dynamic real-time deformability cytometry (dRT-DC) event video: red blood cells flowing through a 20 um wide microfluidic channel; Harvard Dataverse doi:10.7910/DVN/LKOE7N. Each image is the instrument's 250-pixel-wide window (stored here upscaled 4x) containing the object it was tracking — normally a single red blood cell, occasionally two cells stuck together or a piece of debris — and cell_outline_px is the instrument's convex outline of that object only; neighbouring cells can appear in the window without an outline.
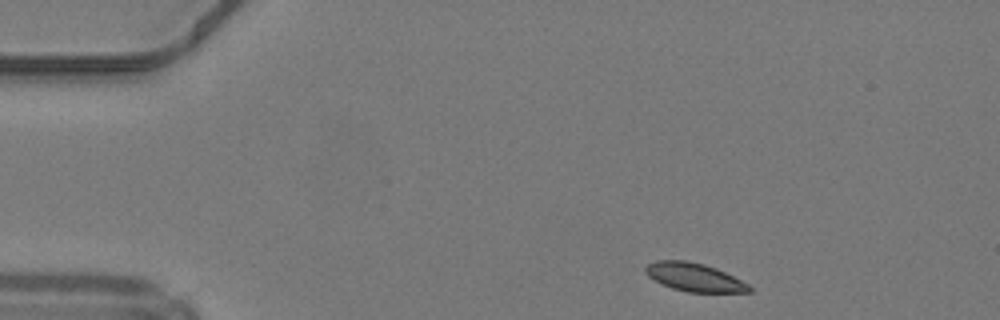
{"species": "common noctule bat (a hibernating species)", "species_latin": "Nyctalus noctula", "temperature_condition": "warm", "stored_images_in_passage": 42, "camera_frame_rate_fps": 3000, "um_per_image_px": 0.085, "animal": {"sex": "male", "body_mass_g": 19.2, "forearm_length_mm": 51.8}, "frame": {"image": 1, "passage_image": 1, "time_ms": 0.0, "image_size_px": [1000, 320], "cell_outline_px": [[752, 292], [688, 292], [672, 288], [660, 284], [648, 276], [644, 272], [644, 268], [648, 264], [656, 260], [684, 260], [704, 264], [716, 268], [748, 284], [752, 288]], "centroid_in_image_um": [58.98, 23.56], "position_along_channel_um": 26.0, "area_um2": 17.11}}
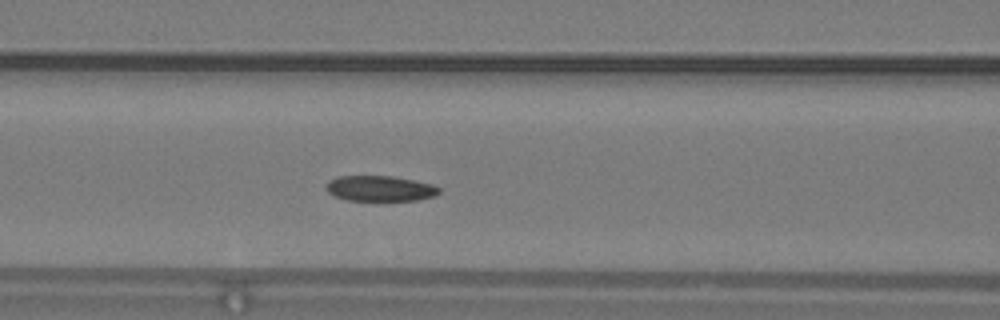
{"frame": {"image": 2, "passage_image": 14, "time_ms": 4.333, "image_size_px": [1000, 320], "cell_outline_px": [[440, 192], [436, 196], [420, 200], [348, 200], [336, 196], [328, 192], [324, 188], [328, 180], [336, 176], [392, 176], [432, 184], [440, 188]], "centroid_in_image_um": [32.29, 16.01], "position_along_channel_um": 134.3, "area_um2": 16.82}}
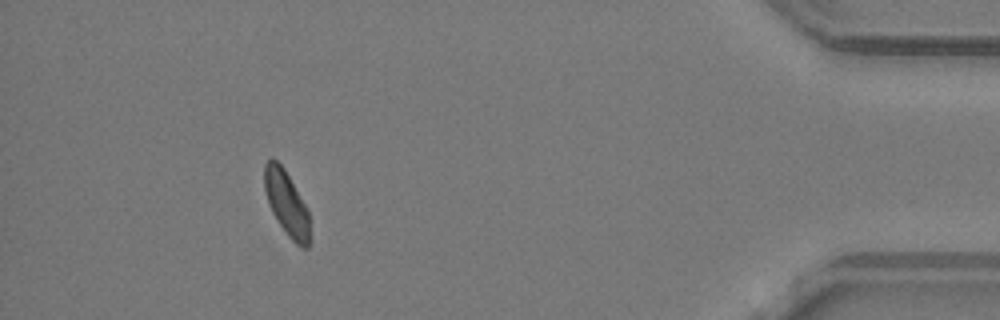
{"frame": {"image": 3, "passage_image": 38, "time_ms": 12.333, "image_size_px": [1000, 320], "cell_outline_px": [[308, 248], [300, 248], [288, 236], [272, 212], [268, 204], [264, 188], [264, 164], [272, 156], [284, 168], [308, 208]], "centroid_in_image_um": [24.33, 17.24], "position_along_channel_um": 410.9, "area_um2": 16.99}, "authors_computed_cell_mechanics": {"area_um2": 17.7735, "velocity_mm_per_s": 4.208, "shape_relaxation_time_tau1_ms": 5.7519, "shape_relaxation_time_tau2_ms": 3.242, "deformation_change_tau1": 0.1199, "deformation_change_tau2": 0.0873}}